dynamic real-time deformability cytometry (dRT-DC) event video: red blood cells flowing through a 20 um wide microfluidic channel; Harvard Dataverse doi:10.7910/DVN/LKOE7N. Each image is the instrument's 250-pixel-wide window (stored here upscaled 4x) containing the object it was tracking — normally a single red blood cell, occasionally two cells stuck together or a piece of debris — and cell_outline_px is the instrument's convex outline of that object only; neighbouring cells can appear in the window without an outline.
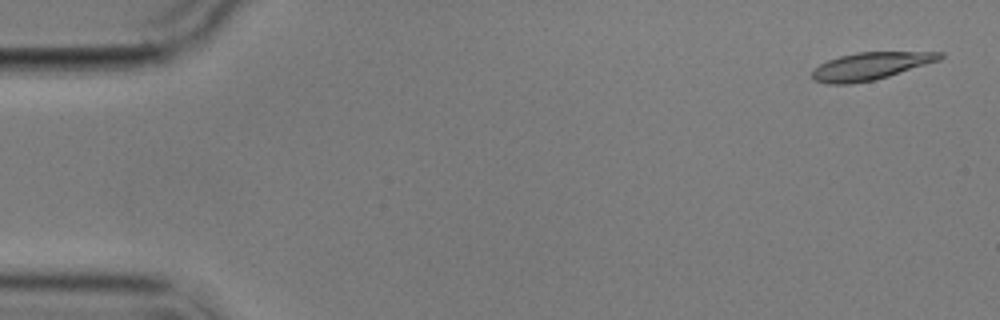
{"species": "common noctule bat (a hibernating species)", "species_latin": "Nyctalus noctula", "temperature_condition": "cold", "stored_images_in_passage": 4, "camera_frame_rate_fps": 3000, "um_per_image_px": 0.085, "animal": {"sex": "male", "body_mass_g": 17.9}, "frame": {"image": 1, "passage_image": 1, "time_ms": 0.0, "image_size_px": [1000, 320], "cell_outline_px": [[944, 56], [940, 60], [888, 76], [872, 80], [852, 84], [828, 84], [812, 80], [812, 72], [820, 64], [828, 60], [840, 56], [856, 52], [944, 52]], "centroid_in_image_um": [73.98, 5.62], "position_along_channel_um": 11.0, "area_um2": 20.29}}
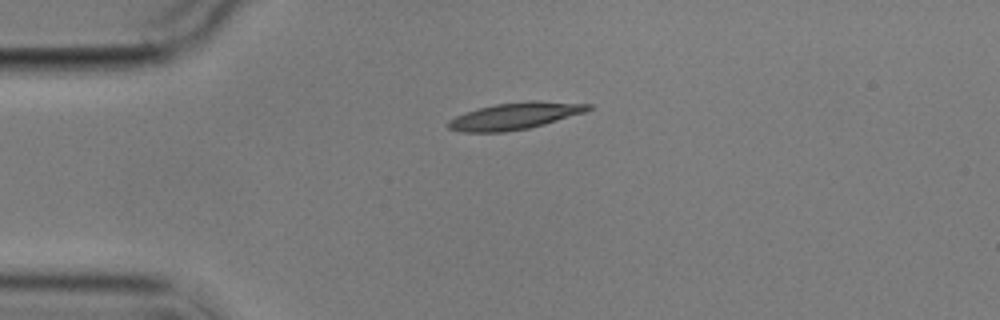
{"frame": {"image": 2, "passage_image": 4, "time_ms": 3.667, "image_size_px": [1000, 320], "cell_outline_px": [[592, 108], [584, 112], [544, 124], [528, 128], [504, 132], [464, 132], [448, 128], [448, 120], [456, 116], [480, 108], [496, 104], [536, 100], [592, 104]], "centroid_in_image_um": [43.79, 9.85], "position_along_channel_um": 41.2, "area_um2": 21.5}}